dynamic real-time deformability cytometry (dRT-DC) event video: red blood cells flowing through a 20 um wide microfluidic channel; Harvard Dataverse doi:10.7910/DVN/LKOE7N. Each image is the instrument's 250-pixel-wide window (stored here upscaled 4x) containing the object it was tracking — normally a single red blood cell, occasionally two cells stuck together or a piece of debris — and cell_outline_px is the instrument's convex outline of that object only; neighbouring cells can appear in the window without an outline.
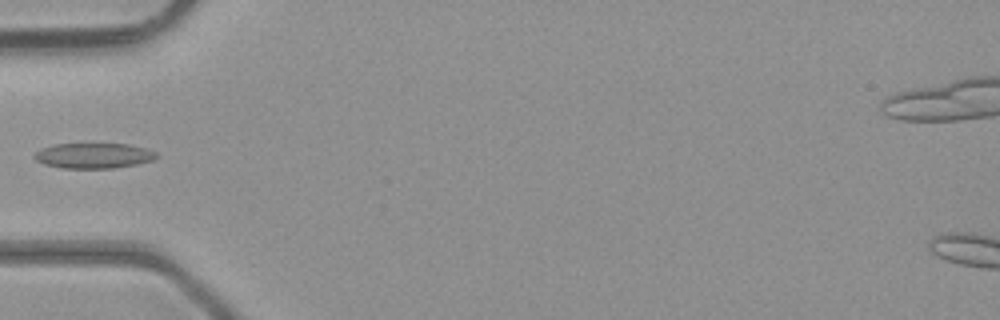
{"species": "common noctule bat (a hibernating species)", "species_latin": "Nyctalus noctula", "temperature_condition": "room temperature", "stored_images_in_passage": 30, "camera_frame_rate_fps": 3000, "um_per_image_px": 0.085, "animal": {"sex": "male", "body_mass_g": 23.1, "forearm_length_mm": 52.7}, "frame": {"image": 1, "passage_image": 1, "time_ms": 0.0, "image_size_px": [1000, 320], "cell_outline_px": [[160, 156], [152, 160], [136, 164], [112, 168], [60, 168], [44, 164], [36, 160], [32, 156], [40, 148], [52, 144], [128, 144], [144, 148], [156, 152]], "centroid_in_image_um": [7.92, 13.23], "position_along_channel_um": 77.1, "area_um2": 18.03}}